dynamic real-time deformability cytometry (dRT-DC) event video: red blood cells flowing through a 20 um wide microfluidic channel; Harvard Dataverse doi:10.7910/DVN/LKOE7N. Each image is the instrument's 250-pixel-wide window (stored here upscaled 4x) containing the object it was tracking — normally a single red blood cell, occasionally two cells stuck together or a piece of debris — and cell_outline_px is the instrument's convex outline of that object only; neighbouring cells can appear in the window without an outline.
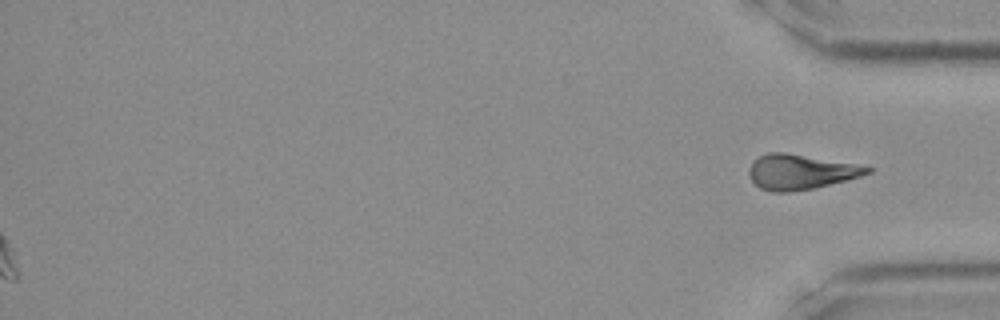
{"species": "Egyptian fruit bat (a non-hibernating species)", "species_latin": "Rousettus aegyptiacus", "temperature_condition": "room temperature", "stored_images_in_passage": 37, "segment_of_instrument_passage": [2, 2], "camera_frame_rate_fps": 3000, "um_per_image_px": 0.085, "frame": {"image": 1, "passage_image": 37, "time_ms": 12.0, "image_size_px": [1000, 320], "cell_outline_px": [[872, 172], [860, 176], [812, 188], [788, 192], [772, 192], [760, 188], [752, 180], [748, 172], [752, 160], [768, 152], [784, 152], [852, 164], [872, 168]], "centroid_in_image_um": [67.96, 14.61], "position_along_channel_um": 367.2, "area_um2": 23.52}}